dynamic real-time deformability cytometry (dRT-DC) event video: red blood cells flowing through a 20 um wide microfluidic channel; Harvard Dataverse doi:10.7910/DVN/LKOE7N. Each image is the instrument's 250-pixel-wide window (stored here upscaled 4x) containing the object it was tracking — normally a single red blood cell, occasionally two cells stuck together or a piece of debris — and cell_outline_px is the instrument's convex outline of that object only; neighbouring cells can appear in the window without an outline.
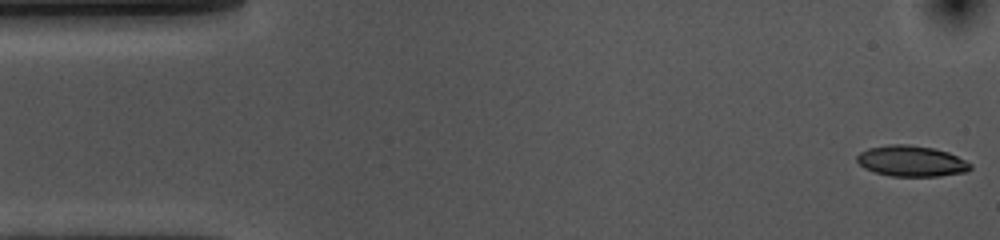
{"species": "common noctule bat (a hibernating species)", "species_latin": "Nyctalus noctula", "temperature_condition": "cold", "stored_images_in_passage": 54, "camera_frame_rate_fps": 3000, "um_per_image_px": 0.085, "animal": {"sex": "female", "body_mass_g": 10.0, "forearm_length_mm": 53.1}, "frame": {"image": 1, "passage_image": 1, "time_ms": 0.0, "image_size_px": [1000, 240], "cell_outline_px": [[972, 168], [964, 172], [940, 176], [892, 176], [876, 172], [864, 168], [856, 160], [856, 156], [860, 152], [868, 148], [888, 144], [908, 144], [932, 148], [948, 152], [972, 164]], "centroid_in_image_um": [77.45, 13.68], "position_along_channel_um": 7.6, "area_um2": 20.29}}
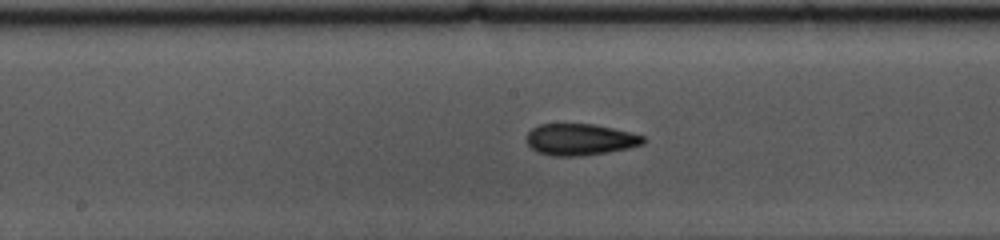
{"frame": {"image": 2, "passage_image": 26, "time_ms": 8.333, "image_size_px": [1000, 240], "cell_outline_px": [[648, 140], [644, 144], [628, 148], [608, 152], [580, 156], [552, 156], [536, 152], [528, 144], [528, 132], [532, 128], [540, 124], [596, 124], [632, 132], [644, 136]], "centroid_in_image_um": [49.36, 11.86], "position_along_channel_um": 198.8, "area_um2": 21.62}}
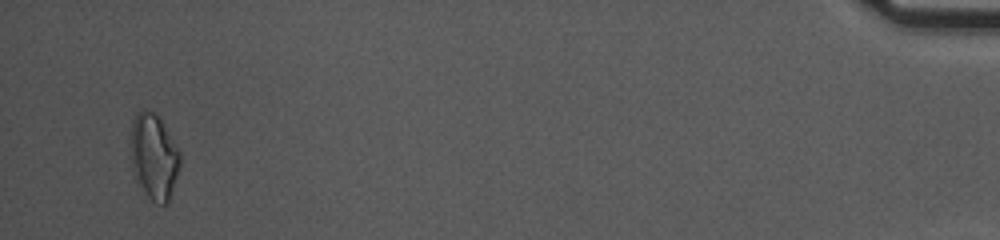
{"frame": {"image": 3, "passage_image": 52, "time_ms": 17.0, "image_size_px": [1000, 240], "cell_outline_px": [[180, 164], [168, 200], [164, 204], [156, 204], [136, 184], [132, 168], [128, 148], [128, 144], [132, 120], [136, 112], [140, 108], [144, 108], [152, 112], [160, 120], [180, 152]], "centroid_in_image_um": [13.0, 13.28], "position_along_channel_um": 422.2, "area_um2": 24.91}, "authors_computed_cell_mechanics": {"area_um2": 20.6924, "velocity_mm_per_s": 3.5967, "shape_relaxation_time_tau1_ms": 8.7102, "shape_relaxation_time_tau2_ms": 4.0464, "deformation_change_tau1": 0.1761, "deformation_change_tau2": 0.1034}}